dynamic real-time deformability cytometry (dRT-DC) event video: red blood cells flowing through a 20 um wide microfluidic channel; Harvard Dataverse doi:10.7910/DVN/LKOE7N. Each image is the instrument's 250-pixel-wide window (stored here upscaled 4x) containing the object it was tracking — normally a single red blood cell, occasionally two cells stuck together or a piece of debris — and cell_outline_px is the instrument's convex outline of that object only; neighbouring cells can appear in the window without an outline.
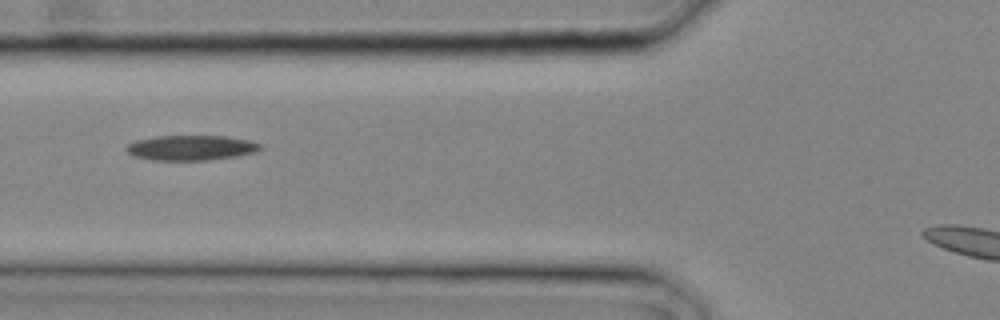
{"species": "common noctule bat (a hibernating species)", "species_latin": "Nyctalus noctula", "temperature_condition": "cold", "stored_images_in_passage": 5, "camera_frame_rate_fps": 3000, "um_per_image_px": 0.085, "animal": {"sex": "male", "body_mass_g": 20.4}, "frame": {"image": 1, "passage_image": 4, "time_ms": 1.0, "image_size_px": [1000, 320], "cell_outline_px": [[264, 148], [256, 152], [240, 156], [208, 160], [152, 160], [136, 156], [128, 152], [124, 148], [128, 144], [136, 140], [156, 136], [224, 136], [252, 140], [260, 144]], "centroid_in_image_um": [16.3, 12.56], "position_along_channel_um": 109.5, "area_um2": 19.71}}
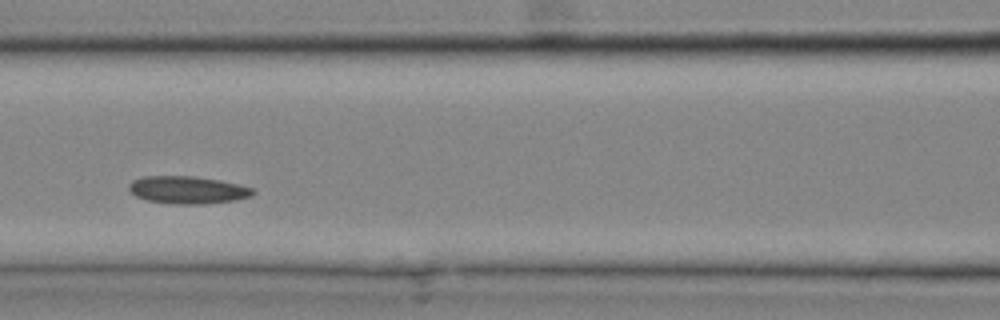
{"frame": {"image": 2, "passage_image": 5, "time_ms": 1.333, "image_size_px": [1000, 320], "cell_outline_px": [[256, 192], [252, 196], [236, 200], [204, 204], [176, 204], [148, 200], [136, 196], [128, 188], [128, 184], [132, 180], [140, 176], [196, 176], [220, 180], [240, 184], [252, 188]], "centroid_in_image_um": [15.97, 16.13], "position_along_channel_um": 150.6, "area_um2": 20.06}}